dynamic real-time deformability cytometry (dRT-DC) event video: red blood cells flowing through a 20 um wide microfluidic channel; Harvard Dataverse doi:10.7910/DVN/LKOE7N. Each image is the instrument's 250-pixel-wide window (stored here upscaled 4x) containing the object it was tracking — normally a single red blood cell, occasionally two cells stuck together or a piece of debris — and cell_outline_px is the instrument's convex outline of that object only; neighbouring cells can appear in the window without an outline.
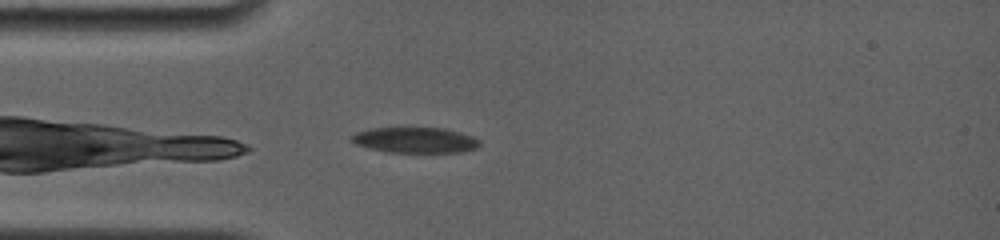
{"species": "common noctule bat (a hibernating species)", "species_latin": "Nyctalus noctula", "temperature_condition": "room temperature", "stored_images_in_passage": 37, "camera_frame_rate_fps": 4000, "um_per_image_px": 0.085, "animal": {"sex": "female", "body_mass_g": 19.0, "forearm_length_mm": 56.7}, "frame": {"image": 1, "passage_image": 9, "time_ms": 3.25, "image_size_px": [1000, 240], "cell_outline_px": [[480, 148], [460, 152], [388, 152], [368, 148], [356, 144], [348, 140], [348, 136], [356, 132], [372, 128], [444, 128], [460, 132], [472, 136], [480, 140]], "centroid_in_image_um": [35.27, 11.91], "position_along_channel_um": 49.7, "area_um2": 19.31}}
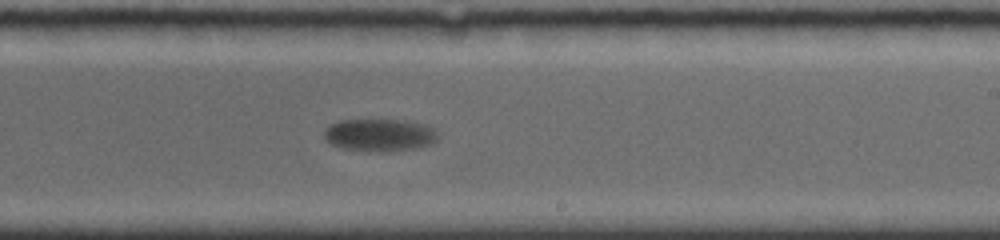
{"frame": {"image": 2, "passage_image": 23, "time_ms": 9.25, "image_size_px": [1000, 240], "cell_outline_px": [[436, 140], [432, 144], [412, 148], [344, 148], [332, 144], [324, 136], [324, 128], [340, 120], [404, 120], [424, 124], [432, 128], [436, 132]], "centroid_in_image_um": [32.26, 11.4], "position_along_channel_um": 256.7, "area_um2": 20.17}}
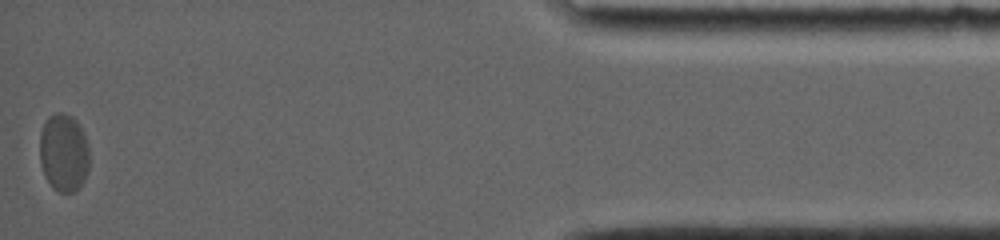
{"frame": {"image": 3, "passage_image": 37, "time_ms": 16.0, "image_size_px": [1000, 240], "cell_outline_px": [[88, 172], [80, 188], [76, 192], [60, 192], [52, 188], [44, 176], [40, 164], [40, 132], [44, 120], [48, 116], [56, 112], [64, 112], [72, 116], [76, 120], [84, 132], [88, 144]], "centroid_in_image_um": [5.41, 12.97], "position_along_channel_um": 429.8, "area_um2": 23.12}}